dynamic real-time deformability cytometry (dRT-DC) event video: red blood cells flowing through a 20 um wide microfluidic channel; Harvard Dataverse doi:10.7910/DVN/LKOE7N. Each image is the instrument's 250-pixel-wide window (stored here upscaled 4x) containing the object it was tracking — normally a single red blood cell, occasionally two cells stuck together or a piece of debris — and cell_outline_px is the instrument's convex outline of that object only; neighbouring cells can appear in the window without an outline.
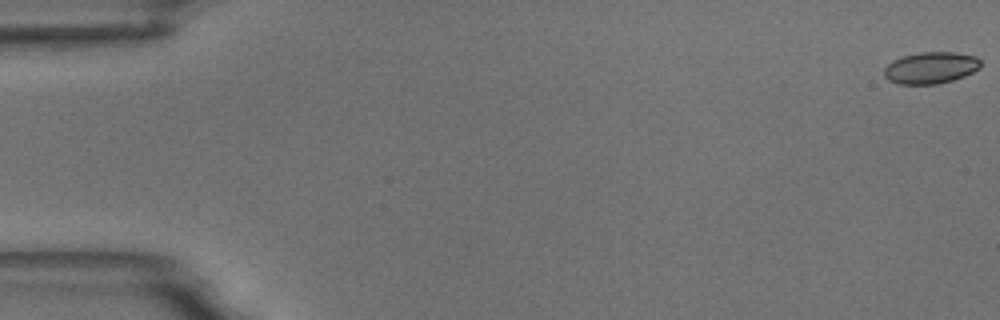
{"species": "common noctule bat (a hibernating species)", "species_latin": "Nyctalus noctula", "temperature_condition": "room temperature", "stored_images_in_passage": 59, "camera_frame_rate_fps": 3000, "um_per_image_px": 0.085, "animal": {"sex": "male", "body_mass_g": 18.8}, "frame": {"image": 1, "passage_image": 1, "time_ms": 0.0, "image_size_px": [1000, 320], "cell_outline_px": [[980, 68], [964, 76], [952, 80], [936, 84], [900, 84], [888, 80], [884, 76], [884, 68], [892, 60], [904, 56], [920, 52], [956, 52], [976, 56], [980, 60]], "centroid_in_image_um": [79.11, 5.76], "position_along_channel_um": 5.9, "area_um2": 17.8}}
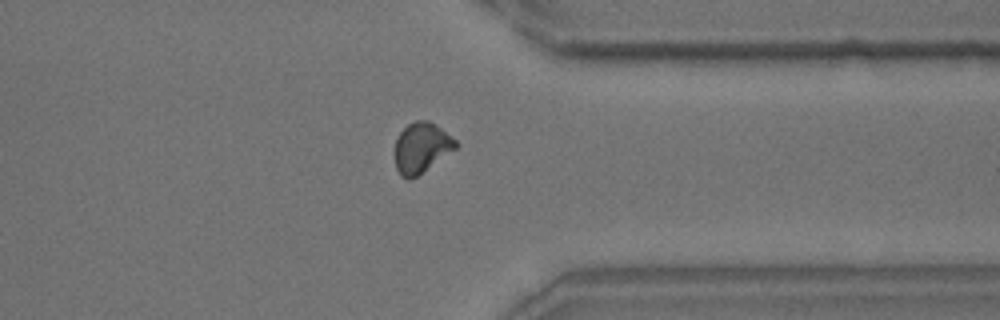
{"frame": {"image": 2, "passage_image": 46, "time_ms": 15.0, "image_size_px": [1000, 320], "cell_outline_px": [[460, 144], [456, 148], [416, 176], [408, 180], [400, 176], [396, 168], [392, 152], [396, 140], [400, 132], [408, 124], [416, 120], [428, 120], [440, 128], [456, 140]], "centroid_in_image_um": [35.77, 12.56], "position_along_channel_um": 375.6, "area_um2": 17.86}}
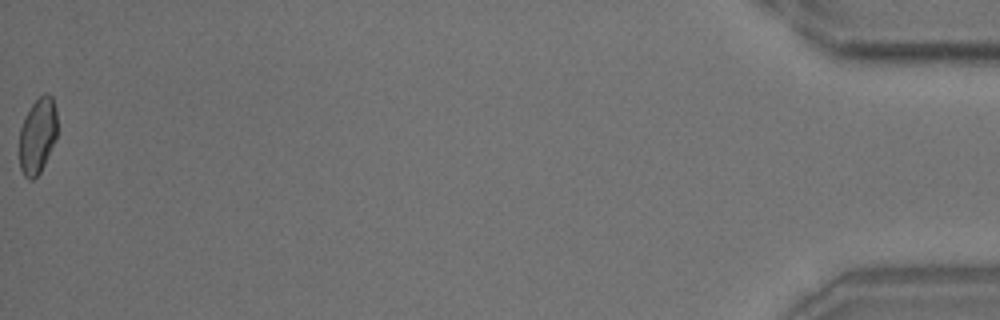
{"frame": {"image": 3, "passage_image": 59, "time_ms": 19.333, "image_size_px": [1000, 320], "cell_outline_px": [[56, 140], [40, 172], [32, 180], [28, 180], [24, 176], [20, 168], [20, 128], [24, 116], [32, 104], [44, 92], [48, 92], [52, 96], [56, 108]], "centroid_in_image_um": [3.19, 11.51], "position_along_channel_um": 432.0, "area_um2": 16.82}, "authors_computed_cell_mechanics": {"area_um2": 17.8024, "velocity_mm_per_s": 3.4835, "shape_relaxation_time_tau1_ms": 6.6326, "shape_relaxation_time_tau2_ms": 1.7286, "deformation_change_tau1": 0.1032, "deformation_change_tau2": 0.0566}}